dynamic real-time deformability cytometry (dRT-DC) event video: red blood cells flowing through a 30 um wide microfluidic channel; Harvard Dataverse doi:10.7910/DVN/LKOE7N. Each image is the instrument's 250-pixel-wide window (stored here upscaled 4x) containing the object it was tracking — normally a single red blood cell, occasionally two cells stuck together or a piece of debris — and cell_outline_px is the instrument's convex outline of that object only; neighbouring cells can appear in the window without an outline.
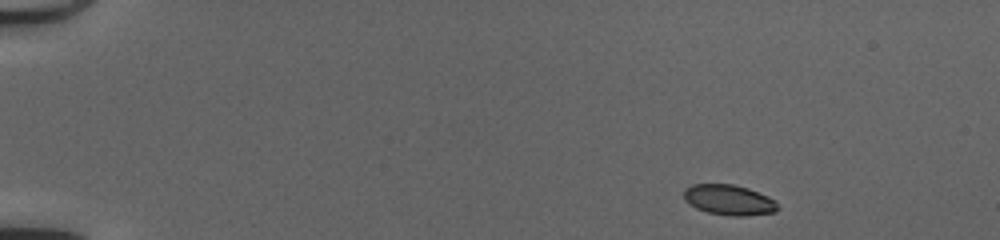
{"species": "common noctule bat (a hibernating species)", "species_latin": "Nyctalus noctula", "temperature_condition": "cold", "stored_images_in_passage": 45, "camera_frame_rate_fps": 3000, "um_per_image_px": 0.085, "animal": {"sex": "female", "body_mass_g": 20.0, "forearm_length_mm": 54.0}, "frame": {"image": 1, "passage_image": 1, "time_ms": 0.0, "image_size_px": [1000, 240], "cell_outline_px": [[780, 208], [776, 212], [744, 216], [732, 216], [708, 212], [696, 208], [688, 204], [684, 200], [684, 188], [692, 184], [732, 184], [748, 188], [768, 196], [776, 200]], "centroid_in_image_um": [61.98, 16.99], "position_along_channel_um": 23.0, "area_um2": 16.82}}
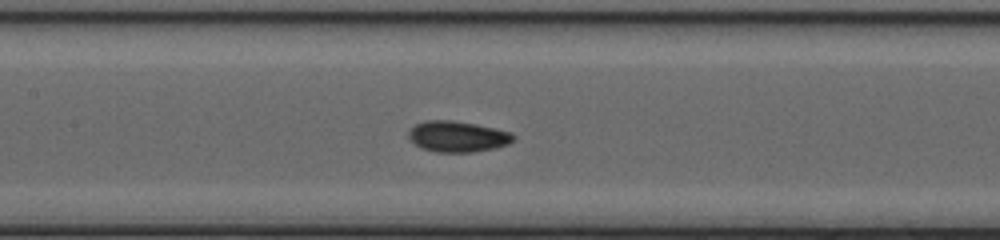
{"frame": {"image": 2, "passage_image": 20, "time_ms": 6.333, "image_size_px": [1000, 240], "cell_outline_px": [[516, 136], [508, 144], [496, 148], [472, 152], [436, 152], [420, 148], [408, 136], [408, 132], [416, 124], [424, 120], [452, 120], [476, 124], [512, 132]], "centroid_in_image_um": [38.9, 11.6], "position_along_channel_um": 168.5, "area_um2": 18.9}}
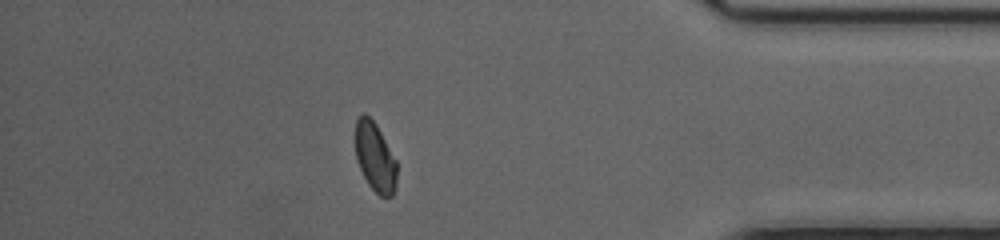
{"frame": {"image": 3, "passage_image": 39, "time_ms": 12.667, "image_size_px": [1000, 240], "cell_outline_px": [[396, 188], [392, 196], [380, 196], [368, 184], [356, 160], [356, 120], [364, 112], [376, 124], [396, 160]], "centroid_in_image_um": [31.88, 13.37], "position_along_channel_um": 403.3, "area_um2": 16.47}, "authors_computed_cell_mechanics": {"area_um2": 17.5134, "velocity_mm_per_s": 4.171, "shape_relaxation_time_tau1_ms": 4.9668, "shape_relaxation_time_tau2_ms": 0.8651, "deformation_change_tau1": 0.1184, "deformation_change_tau2": 0.0449}}